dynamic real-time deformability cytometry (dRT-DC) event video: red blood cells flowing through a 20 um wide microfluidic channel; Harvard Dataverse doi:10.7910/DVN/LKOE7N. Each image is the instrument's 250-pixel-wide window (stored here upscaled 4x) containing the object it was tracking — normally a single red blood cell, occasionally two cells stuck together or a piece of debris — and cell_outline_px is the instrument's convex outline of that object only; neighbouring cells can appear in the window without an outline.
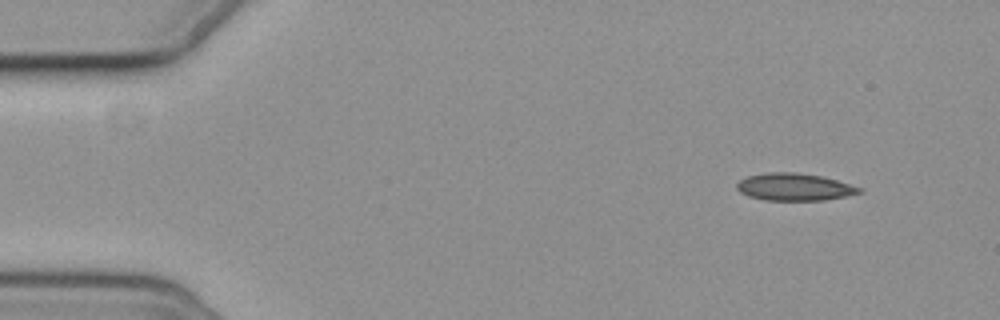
{"species": "common noctule bat (a hibernating species)", "species_latin": "Nyctalus noctula", "temperature_condition": "cold", "stored_images_in_passage": 2, "camera_frame_rate_fps": 3000, "um_per_image_px": 0.085, "animal": {"sex": "female", "body_mass_g": 19.3, "forearm_length_mm": 54.1}, "frame": {"image": 1, "passage_image": 1, "time_ms": 0.0, "image_size_px": [1000, 320], "cell_outline_px": [[864, 192], [824, 200], [768, 200], [748, 196], [740, 192], [736, 188], [736, 184], [740, 180], [748, 176], [768, 172], [796, 172], [824, 176], [864, 188]], "centroid_in_image_um": [67.56, 15.88], "position_along_channel_um": 17.4, "area_um2": 19.59}}